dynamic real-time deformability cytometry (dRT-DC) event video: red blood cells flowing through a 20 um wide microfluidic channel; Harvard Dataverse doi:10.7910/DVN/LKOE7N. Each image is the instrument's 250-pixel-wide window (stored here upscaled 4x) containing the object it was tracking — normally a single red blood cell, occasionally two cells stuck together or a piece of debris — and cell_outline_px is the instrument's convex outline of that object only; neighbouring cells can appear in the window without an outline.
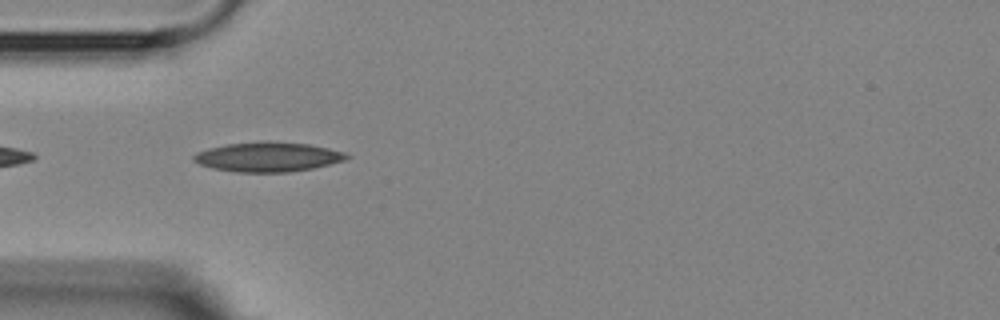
{"species": "Egyptian fruit bat (a non-hibernating species)", "species_latin": "Rousettus aegyptiacus", "temperature_condition": "room temperature", "stored_images_in_passage": 5, "camera_frame_rate_fps": 3000, "um_per_image_px": 0.085, "animal": {"sex": "female"}, "frame": {"image": 1, "passage_image": 4, "time_ms": 3.667, "image_size_px": [1000, 320], "cell_outline_px": [[352, 156], [344, 160], [312, 168], [288, 172], [236, 172], [212, 168], [200, 164], [192, 160], [192, 156], [196, 152], [208, 148], [224, 144], [260, 140], [268, 140], [308, 144], [328, 148], [344, 152]], "centroid_in_image_um": [22.72, 13.31], "position_along_channel_um": 62.3, "area_um2": 26.65}}
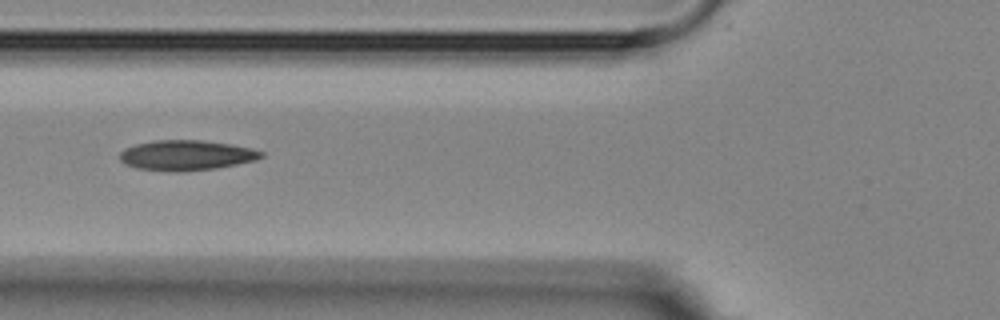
{"frame": {"image": 2, "passage_image": 5, "time_ms": 5.0, "image_size_px": [1000, 320], "cell_outline_px": [[264, 156], [256, 160], [216, 168], [136, 168], [124, 164], [120, 160], [120, 152], [124, 148], [136, 144], [156, 140], [204, 140], [252, 148], [264, 152]], "centroid_in_image_um": [15.87, 13.14], "position_along_channel_um": 109.9, "area_um2": 23.7}}